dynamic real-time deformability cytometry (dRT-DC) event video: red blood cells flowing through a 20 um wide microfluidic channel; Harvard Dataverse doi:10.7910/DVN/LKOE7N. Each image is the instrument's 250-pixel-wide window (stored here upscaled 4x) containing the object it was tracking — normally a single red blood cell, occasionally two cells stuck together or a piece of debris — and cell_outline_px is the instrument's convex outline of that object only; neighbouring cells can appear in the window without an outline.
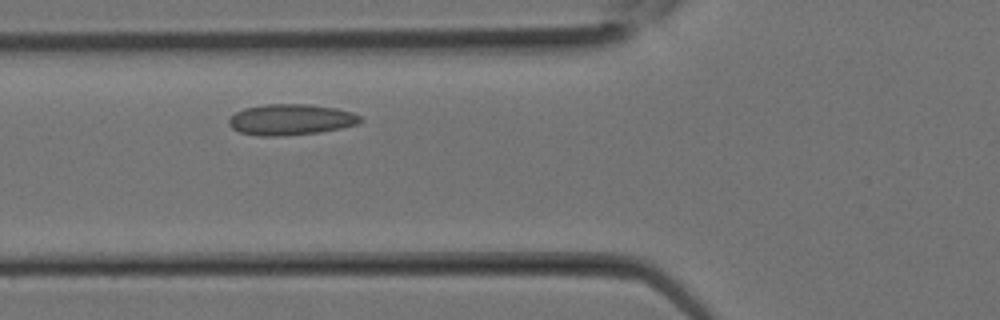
{"species": "Egyptian fruit bat (a non-hibernating species)", "species_latin": "Rousettus aegyptiacus", "temperature_condition": "room temperature", "stored_images_in_passage": 14, "camera_frame_rate_fps": 3000, "um_per_image_px": 0.085, "animal": {"sex": "female"}, "frame": {"image": 1, "passage_image": 4, "time_ms": 1.0, "image_size_px": [1000, 320], "cell_outline_px": [[364, 120], [360, 124], [320, 132], [276, 136], [260, 136], [240, 132], [232, 128], [228, 124], [228, 120], [236, 112], [244, 108], [264, 104], [308, 104], [336, 108], [352, 112], [360, 116]], "centroid_in_image_um": [24.74, 10.16], "position_along_channel_um": 101.1, "area_um2": 23.76}}
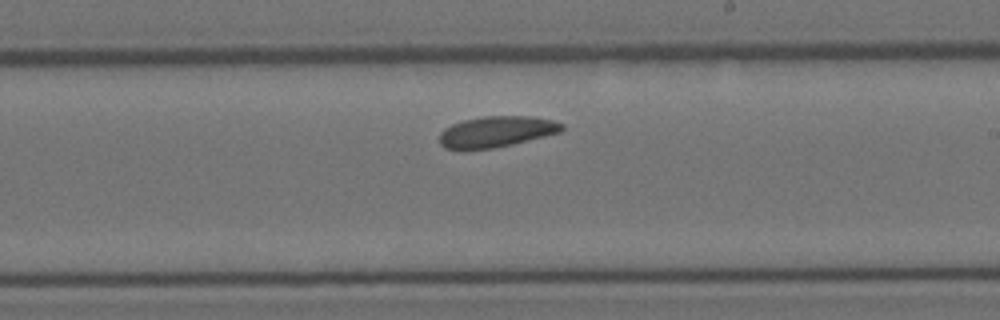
{"frame": {"image": 2, "passage_image": 10, "time_ms": 3.0, "image_size_px": [1000, 320], "cell_outline_px": [[564, 128], [560, 132], [512, 144], [492, 148], [460, 152], [444, 148], [440, 144], [440, 132], [444, 128], [452, 124], [464, 120], [480, 116], [532, 116], [556, 120], [564, 124]], "centroid_in_image_um": [42.15, 11.21], "position_along_channel_um": 246.9, "area_um2": 22.6}}
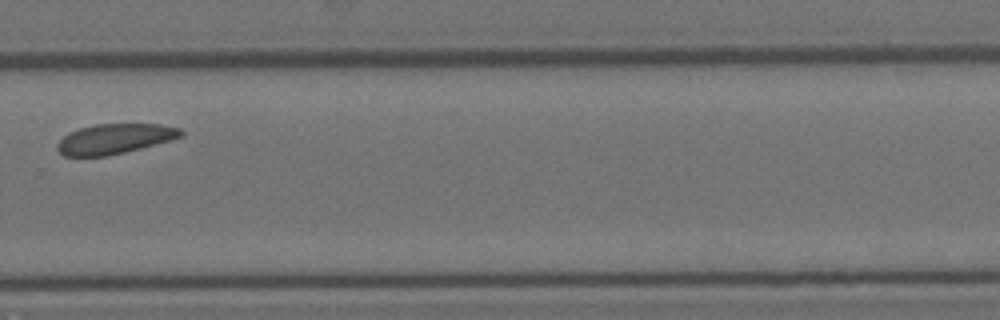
{"frame": {"image": 3, "passage_image": 13, "time_ms": 4.0, "image_size_px": [1000, 320], "cell_outline_px": [[184, 132], [180, 136], [168, 140], [140, 148], [108, 156], [64, 156], [56, 148], [56, 144], [64, 136], [80, 128], [96, 124], [160, 124], [180, 128]], "centroid_in_image_um": [9.71, 11.8], "position_along_channel_um": 320.1, "area_um2": 21.27}}